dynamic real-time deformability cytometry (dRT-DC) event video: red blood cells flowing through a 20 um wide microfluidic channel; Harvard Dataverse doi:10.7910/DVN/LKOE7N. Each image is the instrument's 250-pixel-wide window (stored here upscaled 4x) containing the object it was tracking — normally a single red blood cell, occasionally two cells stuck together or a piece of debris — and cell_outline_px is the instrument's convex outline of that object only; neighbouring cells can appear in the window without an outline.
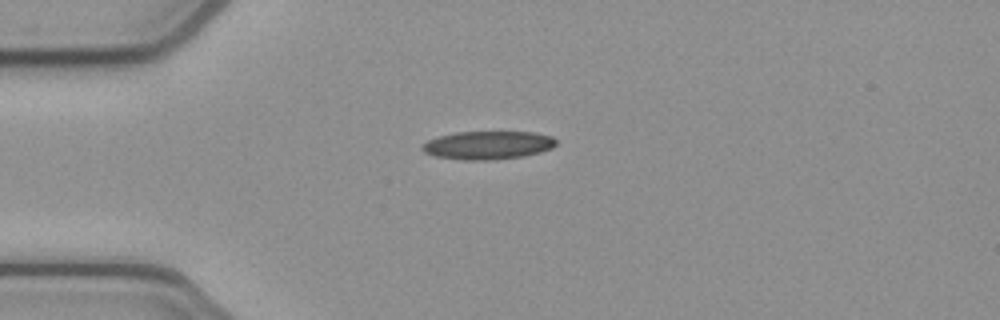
{"species": "common noctule bat (a hibernating species)", "species_latin": "Nyctalus noctula", "temperature_condition": "cold", "stored_images_in_passage": 40, "camera_frame_rate_fps": 3000, "um_per_image_px": 0.085, "animal": {"sex": "female", "body_mass_g": 21.9}, "frame": {"image": 1, "passage_image": 1, "time_ms": 0.0, "image_size_px": [1000, 320], "cell_outline_px": [[556, 144], [552, 148], [540, 152], [524, 156], [488, 160], [464, 160], [436, 156], [424, 152], [420, 148], [428, 140], [440, 136], [456, 132], [532, 132], [552, 136], [556, 140]], "centroid_in_image_um": [41.48, 12.34], "position_along_channel_um": 43.5, "area_um2": 21.91}}
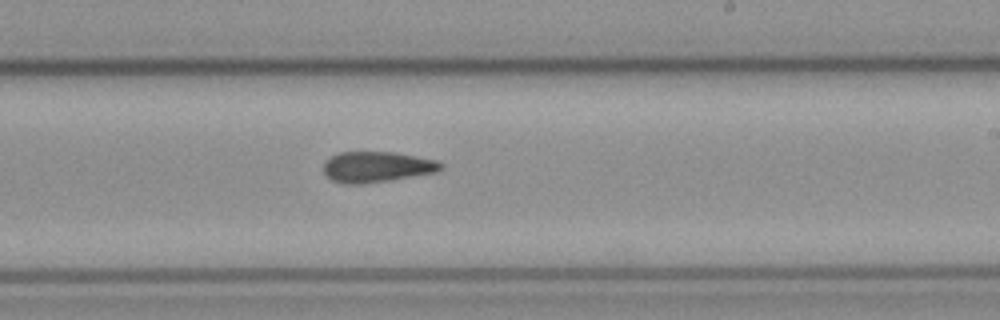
{"frame": {"image": 2, "passage_image": 19, "time_ms": 6.0, "image_size_px": [1000, 320], "cell_outline_px": [[444, 168], [440, 172], [392, 180], [360, 184], [340, 184], [332, 180], [324, 172], [324, 160], [340, 152], [396, 152], [436, 160], [444, 164]], "centroid_in_image_um": [32.07, 14.19], "position_along_channel_um": 256.9, "area_um2": 21.33}}
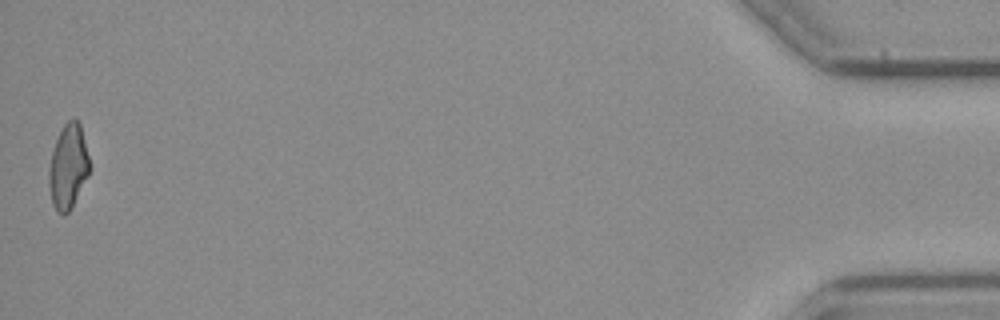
{"frame": {"image": 3, "passage_image": 40, "time_ms": 13.0, "image_size_px": [1000, 320], "cell_outline_px": [[92, 168], [88, 176], [68, 212], [64, 216], [56, 212], [52, 204], [48, 184], [48, 172], [52, 152], [56, 140], [64, 124], [72, 116], [80, 124], [92, 164]], "centroid_in_image_um": [5.81, 14.16], "position_along_channel_um": 429.4, "area_um2": 20.29}, "authors_computed_cell_mechanics": {"area_um2": 21.2704, "velocity_mm_per_s": 3.8927, "shape_relaxation_time_tau1_ms": null, "shape_relaxation_time_tau2_ms": 6.9786, "deformation_change_tau1": null, "deformation_change_tau2": 0.1786}}